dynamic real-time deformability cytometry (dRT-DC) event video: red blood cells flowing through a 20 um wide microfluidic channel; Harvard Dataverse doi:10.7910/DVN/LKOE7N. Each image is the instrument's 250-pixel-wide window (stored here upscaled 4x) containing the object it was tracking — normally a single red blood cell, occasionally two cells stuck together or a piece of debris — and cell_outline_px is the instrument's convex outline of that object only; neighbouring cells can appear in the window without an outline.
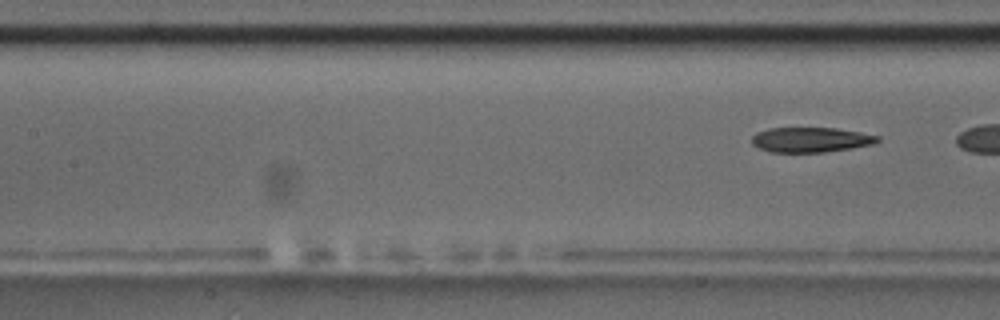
{"species": "common noctule bat (a hibernating species)", "species_latin": "Nyctalus noctula", "temperature_condition": "room temperature", "stored_images_in_passage": 9, "camera_frame_rate_fps": 3000, "um_per_image_px": 0.085, "animal": {"sex": "male", "body_mass_g": 17.5, "forearm_length_mm": 52.3}, "frame": {"image": 1, "passage_image": 9, "time_ms": 10.0, "image_size_px": [1000, 320], "cell_outline_px": [[880, 140], [872, 144], [852, 148], [824, 152], [772, 152], [760, 148], [752, 144], [752, 136], [756, 132], [768, 128], [836, 128], [860, 132], [880, 136]], "centroid_in_image_um": [68.91, 11.87], "position_along_channel_um": 138.5, "area_um2": 18.26}}